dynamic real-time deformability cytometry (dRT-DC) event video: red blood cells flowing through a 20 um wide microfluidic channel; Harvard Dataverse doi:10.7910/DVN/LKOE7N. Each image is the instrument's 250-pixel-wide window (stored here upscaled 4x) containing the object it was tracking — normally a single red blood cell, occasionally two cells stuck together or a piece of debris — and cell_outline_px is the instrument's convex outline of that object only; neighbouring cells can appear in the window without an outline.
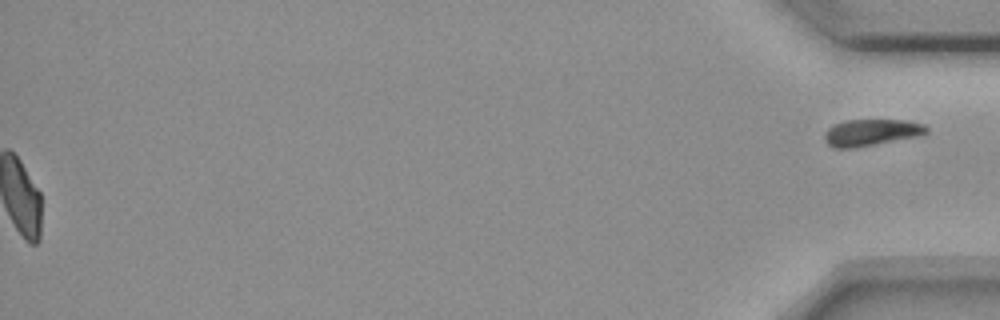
{"species": "common noctule bat (a hibernating species)", "species_latin": "Nyctalus noctula", "temperature_condition": "room temperature", "stored_images_in_passage": 57, "segment_of_instrument_passage": [2, 2], "camera_frame_rate_fps": 3000, "um_per_image_px": 0.085, "animal": {"sex": "female", "body_mass_g": 18.4}, "frame": {"image": 1, "passage_image": 57, "time_ms": 18.667, "image_size_px": [1000, 320], "cell_outline_px": [[928, 132], [920, 136], [852, 148], [836, 148], [828, 144], [824, 140], [824, 132], [828, 128], [844, 120], [908, 120], [924, 124], [928, 128]], "centroid_in_image_um": [74.07, 11.25], "position_along_channel_um": 361.1, "area_um2": 15.84}}